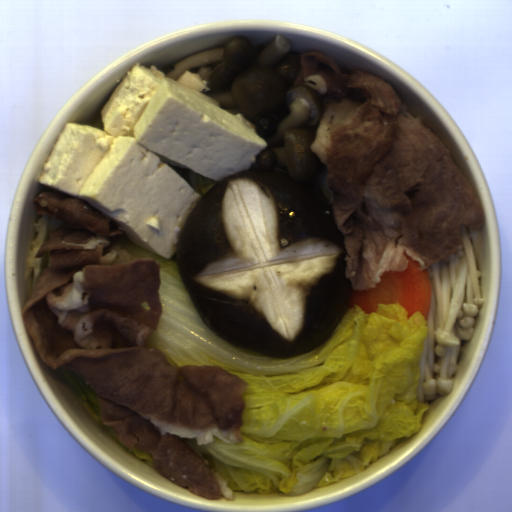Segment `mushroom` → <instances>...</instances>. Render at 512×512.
I'll list each match as a JSON object with an SVG mask.
<instances>
[{"label":"mushroom","instance_id":"mushroom-1","mask_svg":"<svg viewBox=\"0 0 512 512\" xmlns=\"http://www.w3.org/2000/svg\"><path fill=\"white\" fill-rule=\"evenodd\" d=\"M203 322L277 359L330 338L348 310L345 237L327 196L289 173L241 171L200 196L176 242Z\"/></svg>","mask_w":512,"mask_h":512}]
</instances>
